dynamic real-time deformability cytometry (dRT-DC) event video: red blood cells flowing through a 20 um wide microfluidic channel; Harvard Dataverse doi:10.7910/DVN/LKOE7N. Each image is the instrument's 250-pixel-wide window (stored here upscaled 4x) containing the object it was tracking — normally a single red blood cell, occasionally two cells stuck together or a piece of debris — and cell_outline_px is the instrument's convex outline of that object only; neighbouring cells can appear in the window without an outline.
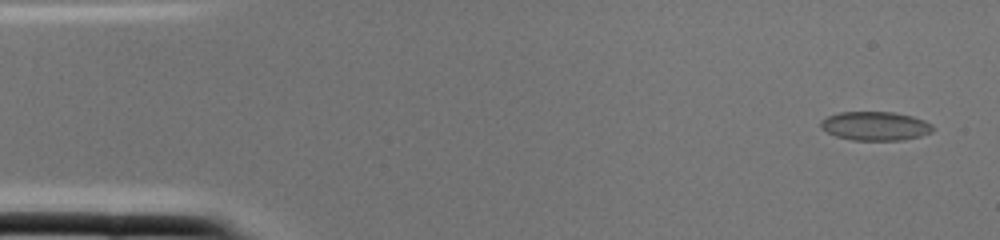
{"species": "common noctule bat (a hibernating species)", "species_latin": "Nyctalus noctula", "temperature_condition": "cold", "stored_images_in_passage": 2, "camera_frame_rate_fps": 3000, "um_per_image_px": 0.085, "animal": {"sex": "female", "body_mass_g": 22.0, "forearm_length_mm": 56.7}, "frame": {"image": 1, "passage_image": 1, "time_ms": 0.0, "image_size_px": [1000, 240], "cell_outline_px": [[936, 128], [932, 132], [920, 136], [904, 140], [852, 140], [836, 136], [820, 128], [820, 120], [828, 116], [840, 112], [892, 112], [912, 116], [924, 120], [932, 124]], "centroid_in_image_um": [74.41, 10.71], "position_along_channel_um": 10.6, "area_um2": 18.96}}
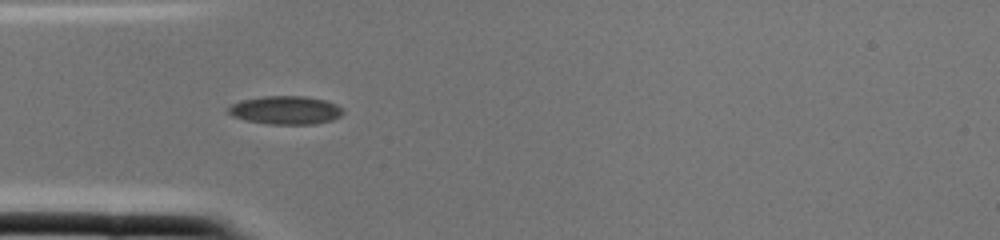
{"frame": {"image": 2, "passage_image": 2, "time_ms": 0.333, "image_size_px": [1000, 240], "cell_outline_px": [[344, 112], [340, 116], [332, 120], [316, 124], [268, 124], [244, 120], [232, 116], [224, 108], [240, 100], [264, 96], [304, 96], [324, 100], [336, 104], [344, 108]], "centroid_in_image_um": [24.25, 9.36], "position_along_channel_um": 60.7, "area_um2": 19.19}}